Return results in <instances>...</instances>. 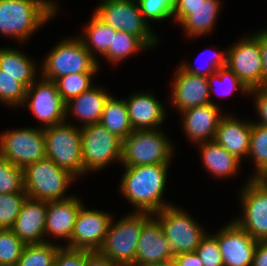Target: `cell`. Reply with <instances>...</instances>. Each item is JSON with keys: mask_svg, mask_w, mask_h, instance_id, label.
Returning a JSON list of instances; mask_svg holds the SVG:
<instances>
[{"mask_svg": "<svg viewBox=\"0 0 267 266\" xmlns=\"http://www.w3.org/2000/svg\"><path fill=\"white\" fill-rule=\"evenodd\" d=\"M169 164L129 166L122 176L120 191L136 212L155 213L171 206L162 202Z\"/></svg>", "mask_w": 267, "mask_h": 266, "instance_id": "1", "label": "cell"}, {"mask_svg": "<svg viewBox=\"0 0 267 266\" xmlns=\"http://www.w3.org/2000/svg\"><path fill=\"white\" fill-rule=\"evenodd\" d=\"M55 6L49 0H0V32L23 41L53 17Z\"/></svg>", "mask_w": 267, "mask_h": 266, "instance_id": "2", "label": "cell"}, {"mask_svg": "<svg viewBox=\"0 0 267 266\" xmlns=\"http://www.w3.org/2000/svg\"><path fill=\"white\" fill-rule=\"evenodd\" d=\"M150 214L134 212L114 225L111 220L104 243L98 252L116 264L132 266L143 224L150 218Z\"/></svg>", "mask_w": 267, "mask_h": 266, "instance_id": "3", "label": "cell"}, {"mask_svg": "<svg viewBox=\"0 0 267 266\" xmlns=\"http://www.w3.org/2000/svg\"><path fill=\"white\" fill-rule=\"evenodd\" d=\"M24 189L27 197L55 201L70 197L63 194L75 176L48 158L27 165L24 169Z\"/></svg>", "mask_w": 267, "mask_h": 266, "instance_id": "4", "label": "cell"}, {"mask_svg": "<svg viewBox=\"0 0 267 266\" xmlns=\"http://www.w3.org/2000/svg\"><path fill=\"white\" fill-rule=\"evenodd\" d=\"M65 123L43 128L46 158L76 177L83 174L81 128Z\"/></svg>", "mask_w": 267, "mask_h": 266, "instance_id": "5", "label": "cell"}, {"mask_svg": "<svg viewBox=\"0 0 267 266\" xmlns=\"http://www.w3.org/2000/svg\"><path fill=\"white\" fill-rule=\"evenodd\" d=\"M172 144L157 129L133 130L122 141L121 163L125 167L169 164Z\"/></svg>", "mask_w": 267, "mask_h": 266, "instance_id": "6", "label": "cell"}, {"mask_svg": "<svg viewBox=\"0 0 267 266\" xmlns=\"http://www.w3.org/2000/svg\"><path fill=\"white\" fill-rule=\"evenodd\" d=\"M44 61L43 78L52 81L74 73H95L98 69L96 58L85 48L82 38L59 43Z\"/></svg>", "mask_w": 267, "mask_h": 266, "instance_id": "7", "label": "cell"}, {"mask_svg": "<svg viewBox=\"0 0 267 266\" xmlns=\"http://www.w3.org/2000/svg\"><path fill=\"white\" fill-rule=\"evenodd\" d=\"M137 4L133 0H104L98 6L95 15L115 30L140 38L149 48L154 46L157 40L150 32L149 25Z\"/></svg>", "mask_w": 267, "mask_h": 266, "instance_id": "8", "label": "cell"}, {"mask_svg": "<svg viewBox=\"0 0 267 266\" xmlns=\"http://www.w3.org/2000/svg\"><path fill=\"white\" fill-rule=\"evenodd\" d=\"M83 173L103 168L113 160L122 158V140L110 133L102 124L81 127Z\"/></svg>", "mask_w": 267, "mask_h": 266, "instance_id": "9", "label": "cell"}, {"mask_svg": "<svg viewBox=\"0 0 267 266\" xmlns=\"http://www.w3.org/2000/svg\"><path fill=\"white\" fill-rule=\"evenodd\" d=\"M158 215L157 220L168 240L174 255L195 252L206 236L201 227L183 210L171 205L152 215Z\"/></svg>", "mask_w": 267, "mask_h": 266, "instance_id": "10", "label": "cell"}, {"mask_svg": "<svg viewBox=\"0 0 267 266\" xmlns=\"http://www.w3.org/2000/svg\"><path fill=\"white\" fill-rule=\"evenodd\" d=\"M0 155L11 164L23 169L29 164L46 158L43 128L38 130L24 128L2 134Z\"/></svg>", "mask_w": 267, "mask_h": 266, "instance_id": "11", "label": "cell"}, {"mask_svg": "<svg viewBox=\"0 0 267 266\" xmlns=\"http://www.w3.org/2000/svg\"><path fill=\"white\" fill-rule=\"evenodd\" d=\"M241 196L243 218L235 222L254 240L267 241V184L251 178Z\"/></svg>", "mask_w": 267, "mask_h": 266, "instance_id": "12", "label": "cell"}, {"mask_svg": "<svg viewBox=\"0 0 267 266\" xmlns=\"http://www.w3.org/2000/svg\"><path fill=\"white\" fill-rule=\"evenodd\" d=\"M226 66L245 86L252 90L263 86V66L259 40L255 36L244 38L226 52Z\"/></svg>", "mask_w": 267, "mask_h": 266, "instance_id": "13", "label": "cell"}, {"mask_svg": "<svg viewBox=\"0 0 267 266\" xmlns=\"http://www.w3.org/2000/svg\"><path fill=\"white\" fill-rule=\"evenodd\" d=\"M42 82H34L26 90L24 104L32 110L35 117L50 127L66 119V103L60 96L55 81L43 78ZM47 125V126H46Z\"/></svg>", "mask_w": 267, "mask_h": 266, "instance_id": "14", "label": "cell"}, {"mask_svg": "<svg viewBox=\"0 0 267 266\" xmlns=\"http://www.w3.org/2000/svg\"><path fill=\"white\" fill-rule=\"evenodd\" d=\"M111 220L113 219L109 214L87 210L82 205L66 248L98 252L104 243Z\"/></svg>", "mask_w": 267, "mask_h": 266, "instance_id": "15", "label": "cell"}, {"mask_svg": "<svg viewBox=\"0 0 267 266\" xmlns=\"http://www.w3.org/2000/svg\"><path fill=\"white\" fill-rule=\"evenodd\" d=\"M218 241L224 266H252L257 240L235 221L214 236Z\"/></svg>", "mask_w": 267, "mask_h": 266, "instance_id": "16", "label": "cell"}, {"mask_svg": "<svg viewBox=\"0 0 267 266\" xmlns=\"http://www.w3.org/2000/svg\"><path fill=\"white\" fill-rule=\"evenodd\" d=\"M174 253L158 220L152 215L143 224L132 266H147L173 259Z\"/></svg>", "mask_w": 267, "mask_h": 266, "instance_id": "17", "label": "cell"}, {"mask_svg": "<svg viewBox=\"0 0 267 266\" xmlns=\"http://www.w3.org/2000/svg\"><path fill=\"white\" fill-rule=\"evenodd\" d=\"M48 201L27 197L10 228L25 244L43 243Z\"/></svg>", "mask_w": 267, "mask_h": 266, "instance_id": "18", "label": "cell"}, {"mask_svg": "<svg viewBox=\"0 0 267 266\" xmlns=\"http://www.w3.org/2000/svg\"><path fill=\"white\" fill-rule=\"evenodd\" d=\"M175 75L171 100L179 111L211 103L207 77L189 74L180 67Z\"/></svg>", "mask_w": 267, "mask_h": 266, "instance_id": "19", "label": "cell"}, {"mask_svg": "<svg viewBox=\"0 0 267 266\" xmlns=\"http://www.w3.org/2000/svg\"><path fill=\"white\" fill-rule=\"evenodd\" d=\"M182 114L183 127L189 138L199 143L214 141L220 119L223 117L219 114L218 106L211 102L184 110Z\"/></svg>", "mask_w": 267, "mask_h": 266, "instance_id": "20", "label": "cell"}, {"mask_svg": "<svg viewBox=\"0 0 267 266\" xmlns=\"http://www.w3.org/2000/svg\"><path fill=\"white\" fill-rule=\"evenodd\" d=\"M252 122L237 121L223 115L216 130L214 141L239 160L248 156Z\"/></svg>", "mask_w": 267, "mask_h": 266, "instance_id": "21", "label": "cell"}, {"mask_svg": "<svg viewBox=\"0 0 267 266\" xmlns=\"http://www.w3.org/2000/svg\"><path fill=\"white\" fill-rule=\"evenodd\" d=\"M82 206L79 199L70 197L64 200L48 201L45 234L70 241L77 214Z\"/></svg>", "mask_w": 267, "mask_h": 266, "instance_id": "22", "label": "cell"}, {"mask_svg": "<svg viewBox=\"0 0 267 266\" xmlns=\"http://www.w3.org/2000/svg\"><path fill=\"white\" fill-rule=\"evenodd\" d=\"M125 103L133 130L158 129L164 120L165 108L150 94H134Z\"/></svg>", "mask_w": 267, "mask_h": 266, "instance_id": "23", "label": "cell"}, {"mask_svg": "<svg viewBox=\"0 0 267 266\" xmlns=\"http://www.w3.org/2000/svg\"><path fill=\"white\" fill-rule=\"evenodd\" d=\"M110 94L106 93L102 88L91 87L84 91L79 96L70 99L66 102V117L68 111H72L80 120L87 125L100 123L103 113V108Z\"/></svg>", "mask_w": 267, "mask_h": 266, "instance_id": "24", "label": "cell"}, {"mask_svg": "<svg viewBox=\"0 0 267 266\" xmlns=\"http://www.w3.org/2000/svg\"><path fill=\"white\" fill-rule=\"evenodd\" d=\"M219 3V0H206L197 6H187V16L180 22L185 32L195 37L211 31L217 18Z\"/></svg>", "mask_w": 267, "mask_h": 266, "instance_id": "25", "label": "cell"}, {"mask_svg": "<svg viewBox=\"0 0 267 266\" xmlns=\"http://www.w3.org/2000/svg\"><path fill=\"white\" fill-rule=\"evenodd\" d=\"M201 156L204 166L209 172L218 177L234 174L239 166V160L215 141L202 142Z\"/></svg>", "mask_w": 267, "mask_h": 266, "instance_id": "26", "label": "cell"}, {"mask_svg": "<svg viewBox=\"0 0 267 266\" xmlns=\"http://www.w3.org/2000/svg\"><path fill=\"white\" fill-rule=\"evenodd\" d=\"M100 124L122 141L129 136L133 127L125 100H117L110 95L105 102Z\"/></svg>", "mask_w": 267, "mask_h": 266, "instance_id": "27", "label": "cell"}, {"mask_svg": "<svg viewBox=\"0 0 267 266\" xmlns=\"http://www.w3.org/2000/svg\"><path fill=\"white\" fill-rule=\"evenodd\" d=\"M36 65L34 62L17 50L0 48V69L3 73L17 77V81L26 88L35 80Z\"/></svg>", "mask_w": 267, "mask_h": 266, "instance_id": "28", "label": "cell"}, {"mask_svg": "<svg viewBox=\"0 0 267 266\" xmlns=\"http://www.w3.org/2000/svg\"><path fill=\"white\" fill-rule=\"evenodd\" d=\"M84 32L86 33L85 38L87 41L82 39V42L93 57L92 48L96 49V52H99L101 55H104L112 44L113 34H116L114 28L105 24L95 14Z\"/></svg>", "mask_w": 267, "mask_h": 266, "instance_id": "29", "label": "cell"}, {"mask_svg": "<svg viewBox=\"0 0 267 266\" xmlns=\"http://www.w3.org/2000/svg\"><path fill=\"white\" fill-rule=\"evenodd\" d=\"M60 248L49 242L26 244L16 266H54Z\"/></svg>", "mask_w": 267, "mask_h": 266, "instance_id": "30", "label": "cell"}, {"mask_svg": "<svg viewBox=\"0 0 267 266\" xmlns=\"http://www.w3.org/2000/svg\"><path fill=\"white\" fill-rule=\"evenodd\" d=\"M147 47L148 46L135 35L116 30V34H113L112 44L103 56L111 62H119L131 54H135L138 50Z\"/></svg>", "mask_w": 267, "mask_h": 266, "instance_id": "31", "label": "cell"}, {"mask_svg": "<svg viewBox=\"0 0 267 266\" xmlns=\"http://www.w3.org/2000/svg\"><path fill=\"white\" fill-rule=\"evenodd\" d=\"M248 155L256 164V175L252 178H261L267 173V126L252 123Z\"/></svg>", "mask_w": 267, "mask_h": 266, "instance_id": "32", "label": "cell"}, {"mask_svg": "<svg viewBox=\"0 0 267 266\" xmlns=\"http://www.w3.org/2000/svg\"><path fill=\"white\" fill-rule=\"evenodd\" d=\"M95 73H74L60 76L55 80L58 92L66 103L70 99L79 96L91 86L92 75Z\"/></svg>", "mask_w": 267, "mask_h": 266, "instance_id": "33", "label": "cell"}, {"mask_svg": "<svg viewBox=\"0 0 267 266\" xmlns=\"http://www.w3.org/2000/svg\"><path fill=\"white\" fill-rule=\"evenodd\" d=\"M25 192L23 168L11 164L0 155V194Z\"/></svg>", "mask_w": 267, "mask_h": 266, "instance_id": "34", "label": "cell"}, {"mask_svg": "<svg viewBox=\"0 0 267 266\" xmlns=\"http://www.w3.org/2000/svg\"><path fill=\"white\" fill-rule=\"evenodd\" d=\"M25 245L11 229H0V266H16Z\"/></svg>", "mask_w": 267, "mask_h": 266, "instance_id": "35", "label": "cell"}, {"mask_svg": "<svg viewBox=\"0 0 267 266\" xmlns=\"http://www.w3.org/2000/svg\"><path fill=\"white\" fill-rule=\"evenodd\" d=\"M27 194H0V229H10L16 220Z\"/></svg>", "mask_w": 267, "mask_h": 266, "instance_id": "36", "label": "cell"}, {"mask_svg": "<svg viewBox=\"0 0 267 266\" xmlns=\"http://www.w3.org/2000/svg\"><path fill=\"white\" fill-rule=\"evenodd\" d=\"M27 88L17 77L3 73L0 69V100L12 105H24Z\"/></svg>", "mask_w": 267, "mask_h": 266, "instance_id": "37", "label": "cell"}, {"mask_svg": "<svg viewBox=\"0 0 267 266\" xmlns=\"http://www.w3.org/2000/svg\"><path fill=\"white\" fill-rule=\"evenodd\" d=\"M145 20H161L173 16L175 0H137Z\"/></svg>", "mask_w": 267, "mask_h": 266, "instance_id": "38", "label": "cell"}, {"mask_svg": "<svg viewBox=\"0 0 267 266\" xmlns=\"http://www.w3.org/2000/svg\"><path fill=\"white\" fill-rule=\"evenodd\" d=\"M195 253L199 256L203 266H224L218 241L214 235L206 234Z\"/></svg>", "mask_w": 267, "mask_h": 266, "instance_id": "39", "label": "cell"}, {"mask_svg": "<svg viewBox=\"0 0 267 266\" xmlns=\"http://www.w3.org/2000/svg\"><path fill=\"white\" fill-rule=\"evenodd\" d=\"M213 80L217 79V84L222 86V84H227V90H224V94L231 93L234 91V89H241L243 92L250 93V90L245 86V84L238 78V76L230 70L227 66L219 68L216 73L211 74L210 76L207 77L208 79V84H209V95H211V92H213V85L211 82V79ZM216 83V82H215ZM230 89V90H229Z\"/></svg>", "mask_w": 267, "mask_h": 266, "instance_id": "40", "label": "cell"}, {"mask_svg": "<svg viewBox=\"0 0 267 266\" xmlns=\"http://www.w3.org/2000/svg\"><path fill=\"white\" fill-rule=\"evenodd\" d=\"M86 250L60 248L54 266H85Z\"/></svg>", "mask_w": 267, "mask_h": 266, "instance_id": "41", "label": "cell"}, {"mask_svg": "<svg viewBox=\"0 0 267 266\" xmlns=\"http://www.w3.org/2000/svg\"><path fill=\"white\" fill-rule=\"evenodd\" d=\"M212 58H213L211 59L212 61L209 62V66L204 69L205 71L199 68L191 67L189 66V64H185V63L182 66L180 65V68L183 71L189 74L195 75V76L208 77L211 74L216 73L219 68L226 66L227 53L218 52V53H215V56Z\"/></svg>", "mask_w": 267, "mask_h": 266, "instance_id": "42", "label": "cell"}, {"mask_svg": "<svg viewBox=\"0 0 267 266\" xmlns=\"http://www.w3.org/2000/svg\"><path fill=\"white\" fill-rule=\"evenodd\" d=\"M250 93L256 94L257 113L261 118V121L255 124L267 126V86L254 88Z\"/></svg>", "mask_w": 267, "mask_h": 266, "instance_id": "43", "label": "cell"}, {"mask_svg": "<svg viewBox=\"0 0 267 266\" xmlns=\"http://www.w3.org/2000/svg\"><path fill=\"white\" fill-rule=\"evenodd\" d=\"M254 36L259 40L260 54L263 66V86H267V30H261Z\"/></svg>", "mask_w": 267, "mask_h": 266, "instance_id": "44", "label": "cell"}, {"mask_svg": "<svg viewBox=\"0 0 267 266\" xmlns=\"http://www.w3.org/2000/svg\"><path fill=\"white\" fill-rule=\"evenodd\" d=\"M206 0H175L173 15L176 22H181L187 16V6H197Z\"/></svg>", "mask_w": 267, "mask_h": 266, "instance_id": "45", "label": "cell"}, {"mask_svg": "<svg viewBox=\"0 0 267 266\" xmlns=\"http://www.w3.org/2000/svg\"><path fill=\"white\" fill-rule=\"evenodd\" d=\"M173 260L177 266H203L202 261L195 252L176 254Z\"/></svg>", "mask_w": 267, "mask_h": 266, "instance_id": "46", "label": "cell"}, {"mask_svg": "<svg viewBox=\"0 0 267 266\" xmlns=\"http://www.w3.org/2000/svg\"><path fill=\"white\" fill-rule=\"evenodd\" d=\"M85 266H121L102 256L99 252L86 251Z\"/></svg>", "mask_w": 267, "mask_h": 266, "instance_id": "47", "label": "cell"}, {"mask_svg": "<svg viewBox=\"0 0 267 266\" xmlns=\"http://www.w3.org/2000/svg\"><path fill=\"white\" fill-rule=\"evenodd\" d=\"M252 266H267V241H258Z\"/></svg>", "mask_w": 267, "mask_h": 266, "instance_id": "48", "label": "cell"}, {"mask_svg": "<svg viewBox=\"0 0 267 266\" xmlns=\"http://www.w3.org/2000/svg\"><path fill=\"white\" fill-rule=\"evenodd\" d=\"M147 266H177L175 261L173 259L162 262V263H157V264H152V265H147Z\"/></svg>", "mask_w": 267, "mask_h": 266, "instance_id": "49", "label": "cell"}, {"mask_svg": "<svg viewBox=\"0 0 267 266\" xmlns=\"http://www.w3.org/2000/svg\"><path fill=\"white\" fill-rule=\"evenodd\" d=\"M260 179L263 180L267 184V173L264 176H262Z\"/></svg>", "mask_w": 267, "mask_h": 266, "instance_id": "50", "label": "cell"}]
</instances>
